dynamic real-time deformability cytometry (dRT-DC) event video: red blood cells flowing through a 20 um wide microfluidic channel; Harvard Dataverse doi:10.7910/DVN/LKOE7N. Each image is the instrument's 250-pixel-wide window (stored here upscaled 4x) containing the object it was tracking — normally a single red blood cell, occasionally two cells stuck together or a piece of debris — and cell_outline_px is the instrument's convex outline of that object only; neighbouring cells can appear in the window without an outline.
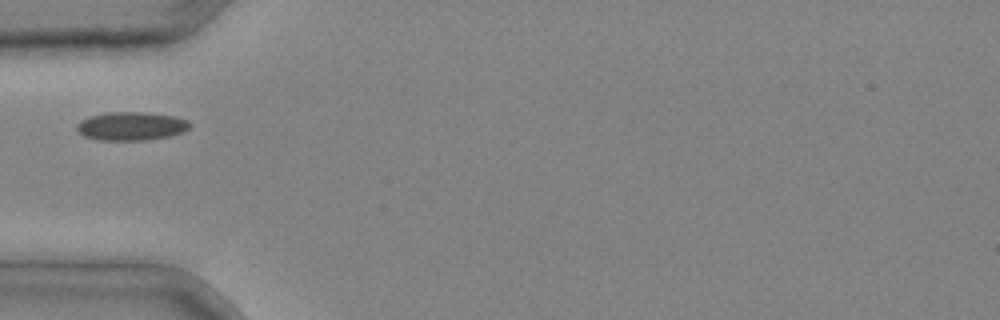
{"species": "common noctule bat (a hibernating species)", "species_latin": "Nyctalus noctula", "temperature_condition": "cold", "stored_images_in_passage": 1, "camera_frame_rate_fps": 3000, "um_per_image_px": 0.085, "animal": {"sex": "male", "body_mass_g": 20.4}, "frame": {"image": 1, "passage_image": 1, "time_ms": 0.0, "image_size_px": [1000, 320], "cell_outline_px": [[192, 124], [188, 128], [172, 136], [144, 140], [96, 140], [84, 136], [76, 128], [76, 124], [80, 120], [88, 116], [108, 112], [144, 112], [176, 116], [188, 120]], "centroid_in_image_um": [11.14, 10.71], "position_along_channel_um": 73.9, "area_um2": 18.9}}